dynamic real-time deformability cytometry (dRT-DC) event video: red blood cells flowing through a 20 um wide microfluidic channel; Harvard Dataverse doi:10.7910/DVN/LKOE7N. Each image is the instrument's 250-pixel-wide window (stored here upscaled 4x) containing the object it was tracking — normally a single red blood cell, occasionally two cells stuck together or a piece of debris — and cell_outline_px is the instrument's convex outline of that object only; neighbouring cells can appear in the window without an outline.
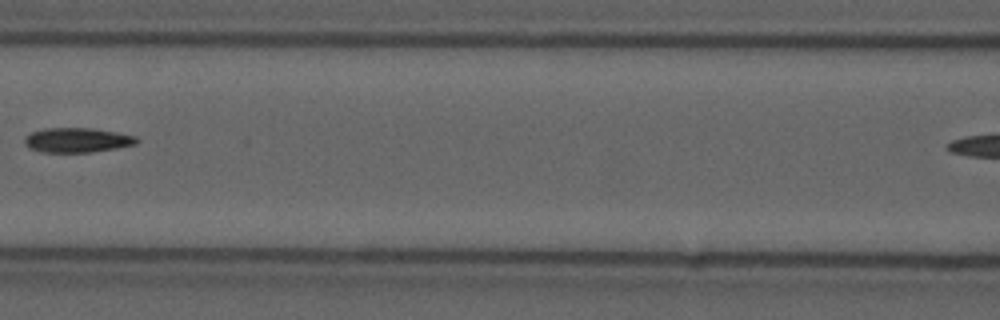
{"species": "common noctule bat (a hibernating species)", "species_latin": "Nyctalus noctula", "temperature_condition": "cold", "stored_images_in_passage": 7, "camera_frame_rate_fps": 3000, "um_per_image_px": 0.085, "animal": {"sex": "male", "forearm_length_mm": 52.5}, "frame": {"image": 1, "passage_image": 7, "time_ms": 2.0, "image_size_px": [1000, 320], "cell_outline_px": [[140, 140], [136, 144], [116, 148], [92, 152], [40, 152], [28, 148], [24, 144], [24, 136], [32, 132], [44, 128], [92, 128], [116, 132], [136, 136]], "centroid_in_image_um": [6.53, 11.91], "position_along_channel_um": 160.1, "area_um2": 16.24}}